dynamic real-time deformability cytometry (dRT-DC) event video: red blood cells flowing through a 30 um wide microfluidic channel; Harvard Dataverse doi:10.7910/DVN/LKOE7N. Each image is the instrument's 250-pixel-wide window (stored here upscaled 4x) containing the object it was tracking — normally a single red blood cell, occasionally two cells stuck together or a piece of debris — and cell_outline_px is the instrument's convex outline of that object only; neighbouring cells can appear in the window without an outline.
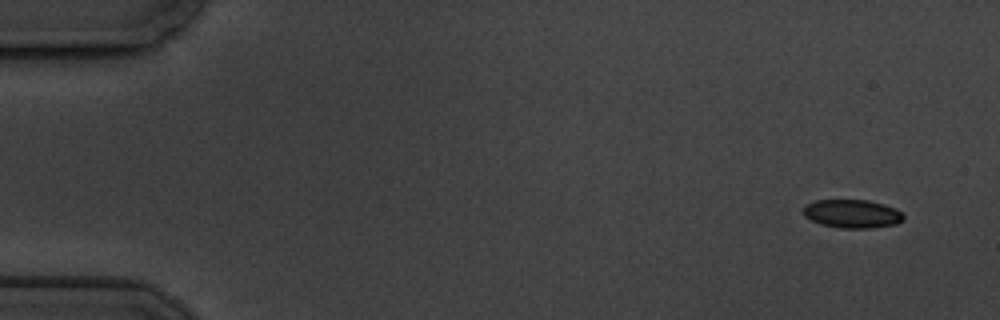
{"species": "common noctule bat (a hibernating species)", "species_latin": "Nyctalus noctula", "temperature_condition": "cold", "stored_images_in_passage": 6, "segment_of_instrument_passage": [1, 2], "camera_frame_rate_fps": 3000, "um_per_image_px": 0.085, "animal": {"sex": "male", "body_mass_g": 19.5, "forearm_length_mm": 54.6}, "frame": {"image": 1, "passage_image": 1, "time_ms": 0.0, "image_size_px": [1000, 320], "cell_outline_px": [[904, 220], [896, 224], [872, 228], [840, 228], [820, 224], [804, 216], [804, 208], [808, 204], [816, 200], [868, 200], [884, 204], [896, 208], [904, 216]], "centroid_in_image_um": [72.47, 18.17], "position_along_channel_um": 12.5, "area_um2": 16.59}}